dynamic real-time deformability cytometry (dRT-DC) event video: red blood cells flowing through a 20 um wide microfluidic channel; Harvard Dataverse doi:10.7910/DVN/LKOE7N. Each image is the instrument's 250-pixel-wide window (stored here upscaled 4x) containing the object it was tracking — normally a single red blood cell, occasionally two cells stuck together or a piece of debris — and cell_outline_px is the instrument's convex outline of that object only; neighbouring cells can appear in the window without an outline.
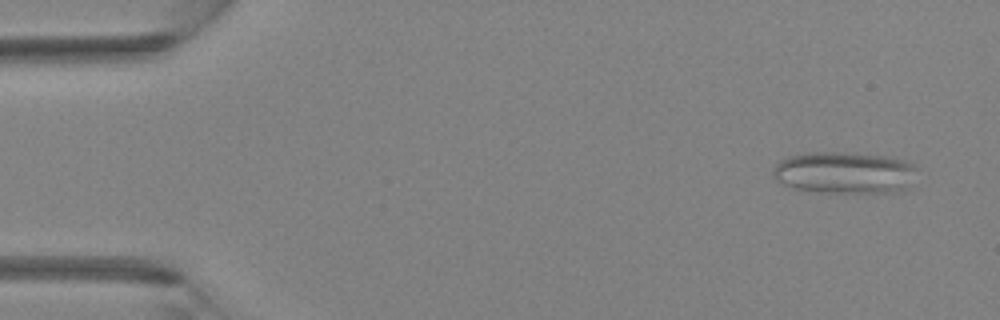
{"species": "Egyptian fruit bat (a non-hibernating species)", "species_latin": "Rousettus aegyptiacus", "temperature_condition": "room temperature", "stored_images_in_passage": 4, "camera_frame_rate_fps": 3000, "um_per_image_px": 0.085, "animal": {"sex": "female"}, "frame": {"image": 1, "passage_image": 1, "time_ms": 0.0, "image_size_px": [1000, 320], "cell_outline_px": [[916, 168], [908, 188], [896, 192], [816, 192], [792, 188], [776, 180], [772, 172], [776, 164], [780, 160], [788, 156], [808, 152], [836, 152], [892, 156], [904, 160], [912, 164]], "centroid_in_image_um": [71.76, 14.67], "position_along_channel_um": 13.2, "area_um2": 35.2}}